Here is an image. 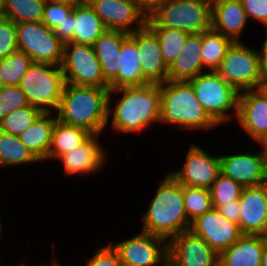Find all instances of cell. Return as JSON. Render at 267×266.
Wrapping results in <instances>:
<instances>
[{
    "instance_id": "36",
    "label": "cell",
    "mask_w": 267,
    "mask_h": 266,
    "mask_svg": "<svg viewBox=\"0 0 267 266\" xmlns=\"http://www.w3.org/2000/svg\"><path fill=\"white\" fill-rule=\"evenodd\" d=\"M243 188L239 183L221 173L210 188L213 208L239 199Z\"/></svg>"
},
{
    "instance_id": "31",
    "label": "cell",
    "mask_w": 267,
    "mask_h": 266,
    "mask_svg": "<svg viewBox=\"0 0 267 266\" xmlns=\"http://www.w3.org/2000/svg\"><path fill=\"white\" fill-rule=\"evenodd\" d=\"M46 0H4V17L21 22H42Z\"/></svg>"
},
{
    "instance_id": "50",
    "label": "cell",
    "mask_w": 267,
    "mask_h": 266,
    "mask_svg": "<svg viewBox=\"0 0 267 266\" xmlns=\"http://www.w3.org/2000/svg\"><path fill=\"white\" fill-rule=\"evenodd\" d=\"M4 17V0H0V18Z\"/></svg>"
},
{
    "instance_id": "40",
    "label": "cell",
    "mask_w": 267,
    "mask_h": 266,
    "mask_svg": "<svg viewBox=\"0 0 267 266\" xmlns=\"http://www.w3.org/2000/svg\"><path fill=\"white\" fill-rule=\"evenodd\" d=\"M96 249L94 255L87 258L85 266H122L117 252L109 243Z\"/></svg>"
},
{
    "instance_id": "5",
    "label": "cell",
    "mask_w": 267,
    "mask_h": 266,
    "mask_svg": "<svg viewBox=\"0 0 267 266\" xmlns=\"http://www.w3.org/2000/svg\"><path fill=\"white\" fill-rule=\"evenodd\" d=\"M212 0H166L148 19V28L180 29L189 34L211 29Z\"/></svg>"
},
{
    "instance_id": "46",
    "label": "cell",
    "mask_w": 267,
    "mask_h": 266,
    "mask_svg": "<svg viewBox=\"0 0 267 266\" xmlns=\"http://www.w3.org/2000/svg\"><path fill=\"white\" fill-rule=\"evenodd\" d=\"M255 143L261 147L259 150L267 157V131Z\"/></svg>"
},
{
    "instance_id": "51",
    "label": "cell",
    "mask_w": 267,
    "mask_h": 266,
    "mask_svg": "<svg viewBox=\"0 0 267 266\" xmlns=\"http://www.w3.org/2000/svg\"><path fill=\"white\" fill-rule=\"evenodd\" d=\"M1 218H2V217L0 216V240H1L2 237H3V236H2V234H3L2 231H4V230H3L4 227H3V223H2L3 221H1Z\"/></svg>"
},
{
    "instance_id": "42",
    "label": "cell",
    "mask_w": 267,
    "mask_h": 266,
    "mask_svg": "<svg viewBox=\"0 0 267 266\" xmlns=\"http://www.w3.org/2000/svg\"><path fill=\"white\" fill-rule=\"evenodd\" d=\"M74 9L68 18H65L53 31L59 40L66 44L71 41L74 32Z\"/></svg>"
},
{
    "instance_id": "11",
    "label": "cell",
    "mask_w": 267,
    "mask_h": 266,
    "mask_svg": "<svg viewBox=\"0 0 267 266\" xmlns=\"http://www.w3.org/2000/svg\"><path fill=\"white\" fill-rule=\"evenodd\" d=\"M140 232L116 242H109L122 266H168V241L160 236Z\"/></svg>"
},
{
    "instance_id": "28",
    "label": "cell",
    "mask_w": 267,
    "mask_h": 266,
    "mask_svg": "<svg viewBox=\"0 0 267 266\" xmlns=\"http://www.w3.org/2000/svg\"><path fill=\"white\" fill-rule=\"evenodd\" d=\"M91 135L92 133L85 128L68 125L56 120L52 132V143L46 163L47 161L53 162L59 156L75 150Z\"/></svg>"
},
{
    "instance_id": "30",
    "label": "cell",
    "mask_w": 267,
    "mask_h": 266,
    "mask_svg": "<svg viewBox=\"0 0 267 266\" xmlns=\"http://www.w3.org/2000/svg\"><path fill=\"white\" fill-rule=\"evenodd\" d=\"M233 41L215 31L209 29L202 33V67L205 71H217L222 59Z\"/></svg>"
},
{
    "instance_id": "38",
    "label": "cell",
    "mask_w": 267,
    "mask_h": 266,
    "mask_svg": "<svg viewBox=\"0 0 267 266\" xmlns=\"http://www.w3.org/2000/svg\"><path fill=\"white\" fill-rule=\"evenodd\" d=\"M18 50L16 23L6 17L0 18V59Z\"/></svg>"
},
{
    "instance_id": "3",
    "label": "cell",
    "mask_w": 267,
    "mask_h": 266,
    "mask_svg": "<svg viewBox=\"0 0 267 266\" xmlns=\"http://www.w3.org/2000/svg\"><path fill=\"white\" fill-rule=\"evenodd\" d=\"M161 108L159 122L179 131L214 130L219 125L208 115L196 98L189 81L167 80L159 84ZM182 129V130H181ZM184 130V131H183Z\"/></svg>"
},
{
    "instance_id": "4",
    "label": "cell",
    "mask_w": 267,
    "mask_h": 266,
    "mask_svg": "<svg viewBox=\"0 0 267 266\" xmlns=\"http://www.w3.org/2000/svg\"><path fill=\"white\" fill-rule=\"evenodd\" d=\"M110 88L66 83L55 112L58 121L103 135L106 131Z\"/></svg>"
},
{
    "instance_id": "37",
    "label": "cell",
    "mask_w": 267,
    "mask_h": 266,
    "mask_svg": "<svg viewBox=\"0 0 267 266\" xmlns=\"http://www.w3.org/2000/svg\"><path fill=\"white\" fill-rule=\"evenodd\" d=\"M26 94L17 86H4L0 90V121L11 112L28 106Z\"/></svg>"
},
{
    "instance_id": "44",
    "label": "cell",
    "mask_w": 267,
    "mask_h": 266,
    "mask_svg": "<svg viewBox=\"0 0 267 266\" xmlns=\"http://www.w3.org/2000/svg\"><path fill=\"white\" fill-rule=\"evenodd\" d=\"M138 9L148 17L154 13L166 0H133Z\"/></svg>"
},
{
    "instance_id": "14",
    "label": "cell",
    "mask_w": 267,
    "mask_h": 266,
    "mask_svg": "<svg viewBox=\"0 0 267 266\" xmlns=\"http://www.w3.org/2000/svg\"><path fill=\"white\" fill-rule=\"evenodd\" d=\"M221 173L243 187L258 186L267 182V157L258 150L219 155Z\"/></svg>"
},
{
    "instance_id": "24",
    "label": "cell",
    "mask_w": 267,
    "mask_h": 266,
    "mask_svg": "<svg viewBox=\"0 0 267 266\" xmlns=\"http://www.w3.org/2000/svg\"><path fill=\"white\" fill-rule=\"evenodd\" d=\"M128 36L129 33L124 31L107 30L92 45L108 83L118 75L120 49Z\"/></svg>"
},
{
    "instance_id": "1",
    "label": "cell",
    "mask_w": 267,
    "mask_h": 266,
    "mask_svg": "<svg viewBox=\"0 0 267 266\" xmlns=\"http://www.w3.org/2000/svg\"><path fill=\"white\" fill-rule=\"evenodd\" d=\"M160 108L161 95L157 84L110 89L106 129L111 128L119 135L149 131L159 124Z\"/></svg>"
},
{
    "instance_id": "32",
    "label": "cell",
    "mask_w": 267,
    "mask_h": 266,
    "mask_svg": "<svg viewBox=\"0 0 267 266\" xmlns=\"http://www.w3.org/2000/svg\"><path fill=\"white\" fill-rule=\"evenodd\" d=\"M33 63L25 52L16 50L0 59V80L4 86H17Z\"/></svg>"
},
{
    "instance_id": "48",
    "label": "cell",
    "mask_w": 267,
    "mask_h": 266,
    "mask_svg": "<svg viewBox=\"0 0 267 266\" xmlns=\"http://www.w3.org/2000/svg\"><path fill=\"white\" fill-rule=\"evenodd\" d=\"M261 266H267V244L265 245L262 254Z\"/></svg>"
},
{
    "instance_id": "52",
    "label": "cell",
    "mask_w": 267,
    "mask_h": 266,
    "mask_svg": "<svg viewBox=\"0 0 267 266\" xmlns=\"http://www.w3.org/2000/svg\"><path fill=\"white\" fill-rule=\"evenodd\" d=\"M13 266H26V262H21V263H17V264H15V265H13ZM41 266H45V264H43V265H41ZM46 266H47V264H46Z\"/></svg>"
},
{
    "instance_id": "43",
    "label": "cell",
    "mask_w": 267,
    "mask_h": 266,
    "mask_svg": "<svg viewBox=\"0 0 267 266\" xmlns=\"http://www.w3.org/2000/svg\"><path fill=\"white\" fill-rule=\"evenodd\" d=\"M216 209L227 220L239 224L240 210H241L239 199L229 202L226 205H220Z\"/></svg>"
},
{
    "instance_id": "15",
    "label": "cell",
    "mask_w": 267,
    "mask_h": 266,
    "mask_svg": "<svg viewBox=\"0 0 267 266\" xmlns=\"http://www.w3.org/2000/svg\"><path fill=\"white\" fill-rule=\"evenodd\" d=\"M189 230L219 255L243 235L238 224L227 220L216 208L193 220Z\"/></svg>"
},
{
    "instance_id": "18",
    "label": "cell",
    "mask_w": 267,
    "mask_h": 266,
    "mask_svg": "<svg viewBox=\"0 0 267 266\" xmlns=\"http://www.w3.org/2000/svg\"><path fill=\"white\" fill-rule=\"evenodd\" d=\"M100 136V137H99ZM102 135L92 134L82 145L73 151L59 156L55 162H61L65 176L93 175L102 170L107 157L106 148L99 138ZM104 146V147H103ZM102 168V169H101Z\"/></svg>"
},
{
    "instance_id": "49",
    "label": "cell",
    "mask_w": 267,
    "mask_h": 266,
    "mask_svg": "<svg viewBox=\"0 0 267 266\" xmlns=\"http://www.w3.org/2000/svg\"><path fill=\"white\" fill-rule=\"evenodd\" d=\"M56 254L52 255L53 257L51 258V262L49 264H47V266H62V264L59 262V259H57L55 256Z\"/></svg>"
},
{
    "instance_id": "2",
    "label": "cell",
    "mask_w": 267,
    "mask_h": 266,
    "mask_svg": "<svg viewBox=\"0 0 267 266\" xmlns=\"http://www.w3.org/2000/svg\"><path fill=\"white\" fill-rule=\"evenodd\" d=\"M156 188L146 212L142 214L141 231L169 241L188 231L191 225L185 210L183 185L167 173Z\"/></svg>"
},
{
    "instance_id": "47",
    "label": "cell",
    "mask_w": 267,
    "mask_h": 266,
    "mask_svg": "<svg viewBox=\"0 0 267 266\" xmlns=\"http://www.w3.org/2000/svg\"><path fill=\"white\" fill-rule=\"evenodd\" d=\"M48 1L67 4L70 6H76V5H79V4L86 2V0H48Z\"/></svg>"
},
{
    "instance_id": "22",
    "label": "cell",
    "mask_w": 267,
    "mask_h": 266,
    "mask_svg": "<svg viewBox=\"0 0 267 266\" xmlns=\"http://www.w3.org/2000/svg\"><path fill=\"white\" fill-rule=\"evenodd\" d=\"M202 33L189 34L182 51L168 67V80L188 81L200 73L202 67Z\"/></svg>"
},
{
    "instance_id": "33",
    "label": "cell",
    "mask_w": 267,
    "mask_h": 266,
    "mask_svg": "<svg viewBox=\"0 0 267 266\" xmlns=\"http://www.w3.org/2000/svg\"><path fill=\"white\" fill-rule=\"evenodd\" d=\"M157 37L163 59L169 67L183 49L189 33L172 28H149Z\"/></svg>"
},
{
    "instance_id": "29",
    "label": "cell",
    "mask_w": 267,
    "mask_h": 266,
    "mask_svg": "<svg viewBox=\"0 0 267 266\" xmlns=\"http://www.w3.org/2000/svg\"><path fill=\"white\" fill-rule=\"evenodd\" d=\"M37 162V164H36ZM41 161L19 140L18 136L0 130V169L15 168Z\"/></svg>"
},
{
    "instance_id": "17",
    "label": "cell",
    "mask_w": 267,
    "mask_h": 266,
    "mask_svg": "<svg viewBox=\"0 0 267 266\" xmlns=\"http://www.w3.org/2000/svg\"><path fill=\"white\" fill-rule=\"evenodd\" d=\"M236 124L254 142L267 131V89L247 90L239 93Z\"/></svg>"
},
{
    "instance_id": "12",
    "label": "cell",
    "mask_w": 267,
    "mask_h": 266,
    "mask_svg": "<svg viewBox=\"0 0 267 266\" xmlns=\"http://www.w3.org/2000/svg\"><path fill=\"white\" fill-rule=\"evenodd\" d=\"M204 147L190 143L184 164L175 171H168L181 185L210 189L221 174L220 158Z\"/></svg>"
},
{
    "instance_id": "53",
    "label": "cell",
    "mask_w": 267,
    "mask_h": 266,
    "mask_svg": "<svg viewBox=\"0 0 267 266\" xmlns=\"http://www.w3.org/2000/svg\"><path fill=\"white\" fill-rule=\"evenodd\" d=\"M4 87L2 81L0 80V90Z\"/></svg>"
},
{
    "instance_id": "25",
    "label": "cell",
    "mask_w": 267,
    "mask_h": 266,
    "mask_svg": "<svg viewBox=\"0 0 267 266\" xmlns=\"http://www.w3.org/2000/svg\"><path fill=\"white\" fill-rule=\"evenodd\" d=\"M149 84L142 76L137 43L128 36L122 43L118 75L109 83L110 89Z\"/></svg>"
},
{
    "instance_id": "45",
    "label": "cell",
    "mask_w": 267,
    "mask_h": 266,
    "mask_svg": "<svg viewBox=\"0 0 267 266\" xmlns=\"http://www.w3.org/2000/svg\"><path fill=\"white\" fill-rule=\"evenodd\" d=\"M266 37H264V41L262 45H260V49L258 48L260 54V66H261V73L264 79V83L267 81V30L265 31Z\"/></svg>"
},
{
    "instance_id": "10",
    "label": "cell",
    "mask_w": 267,
    "mask_h": 266,
    "mask_svg": "<svg viewBox=\"0 0 267 266\" xmlns=\"http://www.w3.org/2000/svg\"><path fill=\"white\" fill-rule=\"evenodd\" d=\"M61 69L66 83L109 88L92 45L74 42L64 44Z\"/></svg>"
},
{
    "instance_id": "7",
    "label": "cell",
    "mask_w": 267,
    "mask_h": 266,
    "mask_svg": "<svg viewBox=\"0 0 267 266\" xmlns=\"http://www.w3.org/2000/svg\"><path fill=\"white\" fill-rule=\"evenodd\" d=\"M188 81L201 106L219 126L235 121L239 92L222 76L206 71Z\"/></svg>"
},
{
    "instance_id": "19",
    "label": "cell",
    "mask_w": 267,
    "mask_h": 266,
    "mask_svg": "<svg viewBox=\"0 0 267 266\" xmlns=\"http://www.w3.org/2000/svg\"><path fill=\"white\" fill-rule=\"evenodd\" d=\"M239 203L242 234L267 236V182L244 187Z\"/></svg>"
},
{
    "instance_id": "41",
    "label": "cell",
    "mask_w": 267,
    "mask_h": 266,
    "mask_svg": "<svg viewBox=\"0 0 267 266\" xmlns=\"http://www.w3.org/2000/svg\"><path fill=\"white\" fill-rule=\"evenodd\" d=\"M249 21L262 24L267 30V0H240Z\"/></svg>"
},
{
    "instance_id": "8",
    "label": "cell",
    "mask_w": 267,
    "mask_h": 266,
    "mask_svg": "<svg viewBox=\"0 0 267 266\" xmlns=\"http://www.w3.org/2000/svg\"><path fill=\"white\" fill-rule=\"evenodd\" d=\"M244 42L232 43L216 71L239 93L265 85L259 51Z\"/></svg>"
},
{
    "instance_id": "6",
    "label": "cell",
    "mask_w": 267,
    "mask_h": 266,
    "mask_svg": "<svg viewBox=\"0 0 267 266\" xmlns=\"http://www.w3.org/2000/svg\"><path fill=\"white\" fill-rule=\"evenodd\" d=\"M66 85L61 66L33 62L21 79L19 87L30 106L42 113H55Z\"/></svg>"
},
{
    "instance_id": "39",
    "label": "cell",
    "mask_w": 267,
    "mask_h": 266,
    "mask_svg": "<svg viewBox=\"0 0 267 266\" xmlns=\"http://www.w3.org/2000/svg\"><path fill=\"white\" fill-rule=\"evenodd\" d=\"M73 9L74 6L46 0L43 9L42 23L47 24L54 30L65 18L69 17Z\"/></svg>"
},
{
    "instance_id": "54",
    "label": "cell",
    "mask_w": 267,
    "mask_h": 266,
    "mask_svg": "<svg viewBox=\"0 0 267 266\" xmlns=\"http://www.w3.org/2000/svg\"><path fill=\"white\" fill-rule=\"evenodd\" d=\"M264 87L267 89V81L265 82V85H264Z\"/></svg>"
},
{
    "instance_id": "13",
    "label": "cell",
    "mask_w": 267,
    "mask_h": 266,
    "mask_svg": "<svg viewBox=\"0 0 267 266\" xmlns=\"http://www.w3.org/2000/svg\"><path fill=\"white\" fill-rule=\"evenodd\" d=\"M168 266H219V254L188 230L168 241Z\"/></svg>"
},
{
    "instance_id": "20",
    "label": "cell",
    "mask_w": 267,
    "mask_h": 266,
    "mask_svg": "<svg viewBox=\"0 0 267 266\" xmlns=\"http://www.w3.org/2000/svg\"><path fill=\"white\" fill-rule=\"evenodd\" d=\"M137 43L143 78L149 84H162L168 80L166 65L156 35L147 27L129 33Z\"/></svg>"
},
{
    "instance_id": "35",
    "label": "cell",
    "mask_w": 267,
    "mask_h": 266,
    "mask_svg": "<svg viewBox=\"0 0 267 266\" xmlns=\"http://www.w3.org/2000/svg\"><path fill=\"white\" fill-rule=\"evenodd\" d=\"M42 112L30 105L17 109L0 121V130L19 136L38 119Z\"/></svg>"
},
{
    "instance_id": "23",
    "label": "cell",
    "mask_w": 267,
    "mask_h": 266,
    "mask_svg": "<svg viewBox=\"0 0 267 266\" xmlns=\"http://www.w3.org/2000/svg\"><path fill=\"white\" fill-rule=\"evenodd\" d=\"M267 236L242 235L219 255V266H261Z\"/></svg>"
},
{
    "instance_id": "34",
    "label": "cell",
    "mask_w": 267,
    "mask_h": 266,
    "mask_svg": "<svg viewBox=\"0 0 267 266\" xmlns=\"http://www.w3.org/2000/svg\"><path fill=\"white\" fill-rule=\"evenodd\" d=\"M183 196L190 223L213 208L210 189L183 186Z\"/></svg>"
},
{
    "instance_id": "27",
    "label": "cell",
    "mask_w": 267,
    "mask_h": 266,
    "mask_svg": "<svg viewBox=\"0 0 267 266\" xmlns=\"http://www.w3.org/2000/svg\"><path fill=\"white\" fill-rule=\"evenodd\" d=\"M74 32L70 42L93 45L107 31L100 17L86 1L74 6Z\"/></svg>"
},
{
    "instance_id": "9",
    "label": "cell",
    "mask_w": 267,
    "mask_h": 266,
    "mask_svg": "<svg viewBox=\"0 0 267 266\" xmlns=\"http://www.w3.org/2000/svg\"><path fill=\"white\" fill-rule=\"evenodd\" d=\"M18 50L29 55L33 62L61 66L64 44L54 31L42 22L16 23Z\"/></svg>"
},
{
    "instance_id": "21",
    "label": "cell",
    "mask_w": 267,
    "mask_h": 266,
    "mask_svg": "<svg viewBox=\"0 0 267 266\" xmlns=\"http://www.w3.org/2000/svg\"><path fill=\"white\" fill-rule=\"evenodd\" d=\"M248 22L240 0H212L211 28L215 31L233 42H243L242 35Z\"/></svg>"
},
{
    "instance_id": "26",
    "label": "cell",
    "mask_w": 267,
    "mask_h": 266,
    "mask_svg": "<svg viewBox=\"0 0 267 266\" xmlns=\"http://www.w3.org/2000/svg\"><path fill=\"white\" fill-rule=\"evenodd\" d=\"M56 120L55 113H42L32 126L18 136L19 140L44 163L48 158Z\"/></svg>"
},
{
    "instance_id": "16",
    "label": "cell",
    "mask_w": 267,
    "mask_h": 266,
    "mask_svg": "<svg viewBox=\"0 0 267 266\" xmlns=\"http://www.w3.org/2000/svg\"><path fill=\"white\" fill-rule=\"evenodd\" d=\"M107 30L132 33L144 28L147 18L133 0H86Z\"/></svg>"
}]
</instances>
